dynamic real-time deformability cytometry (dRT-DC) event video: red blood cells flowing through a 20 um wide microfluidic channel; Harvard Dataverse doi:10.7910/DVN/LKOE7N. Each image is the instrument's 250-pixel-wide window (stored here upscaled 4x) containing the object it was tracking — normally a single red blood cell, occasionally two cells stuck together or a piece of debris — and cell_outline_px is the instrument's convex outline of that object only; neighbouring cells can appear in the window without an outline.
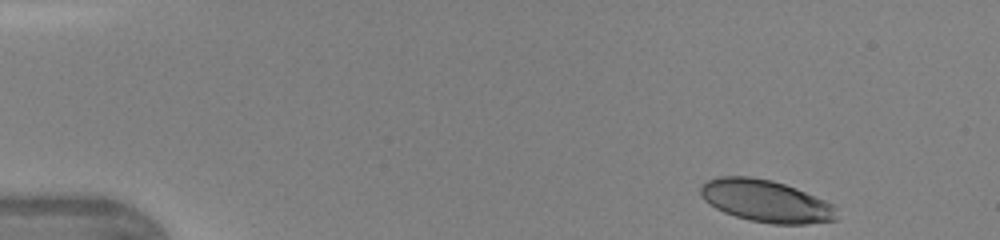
{"species": "human", "species_latin": "Homo sapiens", "temperature_condition": "warm", "stored_images_in_passage": 41, "camera_frame_rate_fps": 3000, "um_per_image_px": 0.085, "donor": {"sex": "female"}, "frame": {"image": 1, "passage_image": 1, "time_ms": 0.0, "image_size_px": [1000, 240], "cell_outline_px": [[836, 220], [808, 224], [772, 224], [748, 220], [724, 212], [716, 208], [704, 200], [700, 192], [700, 188], [708, 180], [720, 176], [748, 176], [772, 180], [796, 188], [824, 200], [832, 204], [836, 208]], "centroid_in_image_um": [65.1, 17.09], "position_along_channel_um": 19.9, "area_um2": 33.29}}
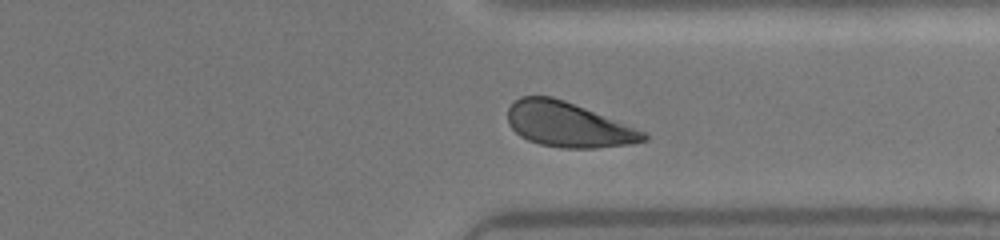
{"frame": {"image": 2, "passage_image": 31, "time_ms": 10.0, "image_size_px": [1000, 240], "cell_outline_px": [[648, 140], [632, 144], [596, 148], [564, 148], [540, 144], [528, 140], [520, 136], [508, 124], [508, 108], [520, 96], [552, 96], [564, 100], [644, 132], [648, 136]], "centroid_in_image_um": [48.25, 10.6], "position_along_channel_um": 363.1, "area_um2": 35.03}}
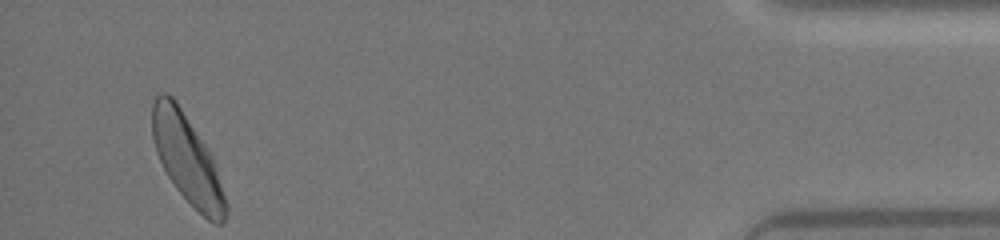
{"frame": {"image": 3, "passage_image": 39, "time_ms": 12.667, "image_size_px": [1000, 240], "cell_outline_px": [[228, 216], [220, 224], [216, 224], [208, 220], [176, 188], [168, 176], [156, 152], [152, 136], [152, 104], [156, 96], [160, 92], [164, 92], [172, 96], [176, 100], [208, 148], [212, 156], [228, 204]], "centroid_in_image_um": [15.92, 13.51], "position_along_channel_um": 419.3, "area_um2": 37.69}}